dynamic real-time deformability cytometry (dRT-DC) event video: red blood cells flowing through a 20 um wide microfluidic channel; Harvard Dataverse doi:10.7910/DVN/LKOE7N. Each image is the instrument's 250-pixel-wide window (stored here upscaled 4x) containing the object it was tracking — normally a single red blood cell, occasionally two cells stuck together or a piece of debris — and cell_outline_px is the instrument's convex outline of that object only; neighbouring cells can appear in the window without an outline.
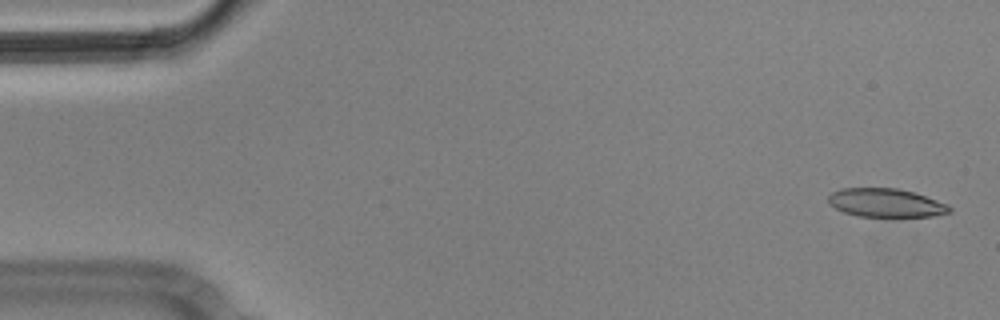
{"species": "Egyptian fruit bat (a non-hibernating species)", "species_latin": "Rousettus aegyptiacus", "temperature_condition": "cold", "stored_images_in_passage": 5, "camera_frame_rate_fps": 3000, "um_per_image_px": 0.085, "animal": {"sex": "male"}, "frame": {"image": 1, "passage_image": 1, "time_ms": 0.0, "image_size_px": [1000, 320], "cell_outline_px": [[952, 212], [932, 216], [860, 216], [844, 212], [836, 208], [828, 200], [828, 196], [832, 192], [844, 188], [896, 188], [912, 192], [948, 204], [952, 208]], "centroid_in_image_um": [75.32, 17.24], "position_along_channel_um": 9.7, "area_um2": 19.83}}
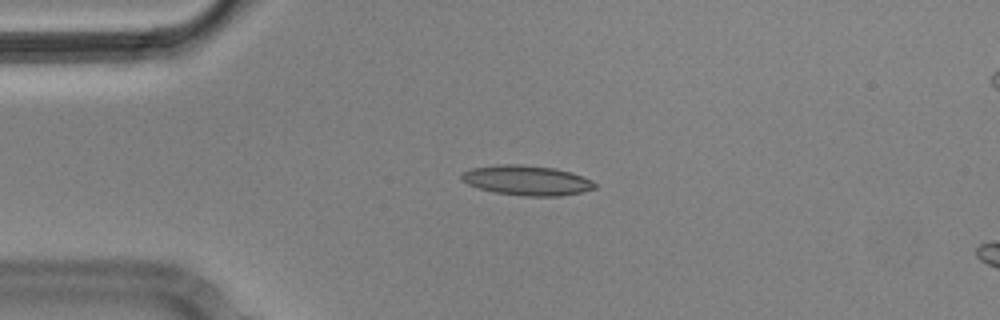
{"frame": {"image": 2, "passage_image": 4, "time_ms": 1.0, "image_size_px": [1000, 320], "cell_outline_px": [[596, 188], [580, 192], [560, 196], [524, 196], [496, 192], [480, 188], [468, 184], [460, 180], [460, 176], [464, 172], [472, 168], [496, 164], [520, 164], [556, 168], [572, 172], [592, 180], [596, 184]], "centroid_in_image_um": [44.79, 15.32], "position_along_channel_um": 40.2, "area_um2": 23.24}}